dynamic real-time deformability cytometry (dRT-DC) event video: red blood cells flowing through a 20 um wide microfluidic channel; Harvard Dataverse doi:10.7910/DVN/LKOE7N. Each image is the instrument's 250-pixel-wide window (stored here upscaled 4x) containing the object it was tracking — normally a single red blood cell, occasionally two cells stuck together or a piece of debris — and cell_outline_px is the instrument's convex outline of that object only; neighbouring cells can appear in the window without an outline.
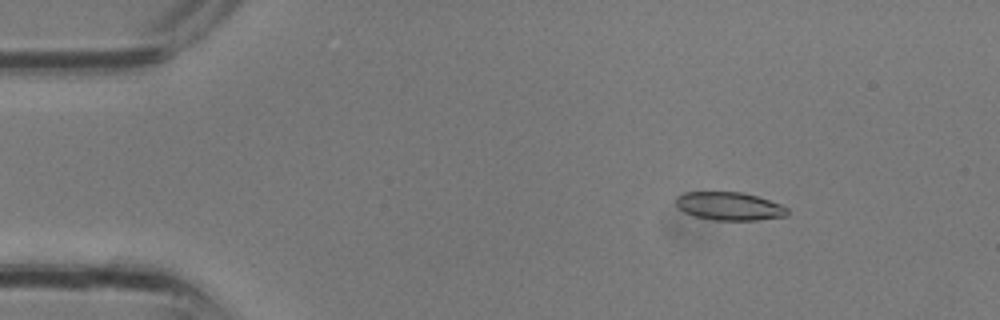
{"species": "common noctule bat (a hibernating species)", "species_latin": "Nyctalus noctula", "temperature_condition": "room temperature", "stored_images_in_passage": 29, "camera_frame_rate_fps": 3000, "um_per_image_px": 0.085, "animal": {"sex": "male", "body_mass_g": 13.3}, "frame": {"image": 1, "passage_image": 3, "time_ms": 0.667, "image_size_px": [1000, 320], "cell_outline_px": [[788, 216], [756, 220], [716, 220], [696, 216], [684, 212], [676, 204], [676, 196], [684, 192], [744, 192], [780, 204], [788, 208]], "centroid_in_image_um": [62.0, 17.52], "position_along_channel_um": 23.0, "area_um2": 18.21}}
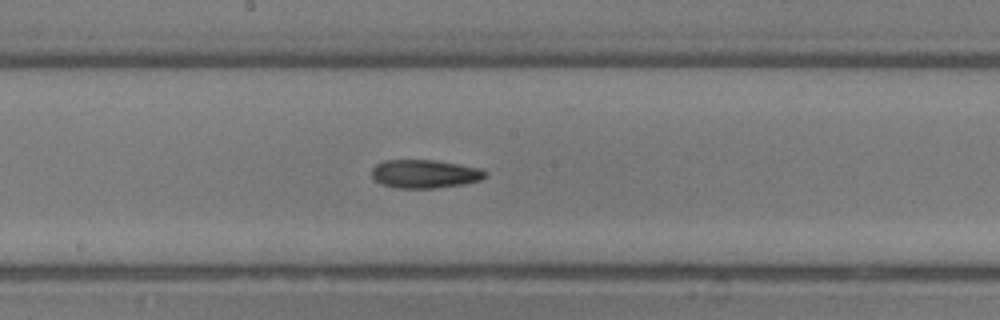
{"frame": {"image": 2, "passage_image": 15, "time_ms": 4.667, "image_size_px": [1000, 320], "cell_outline_px": [[488, 172], [480, 180], [464, 184], [436, 188], [396, 188], [380, 184], [372, 176], [372, 168], [376, 164], [384, 160], [436, 160], [480, 168]], "centroid_in_image_um": [36.09, 14.78], "position_along_channel_um": 212.1, "area_um2": 18.84}}
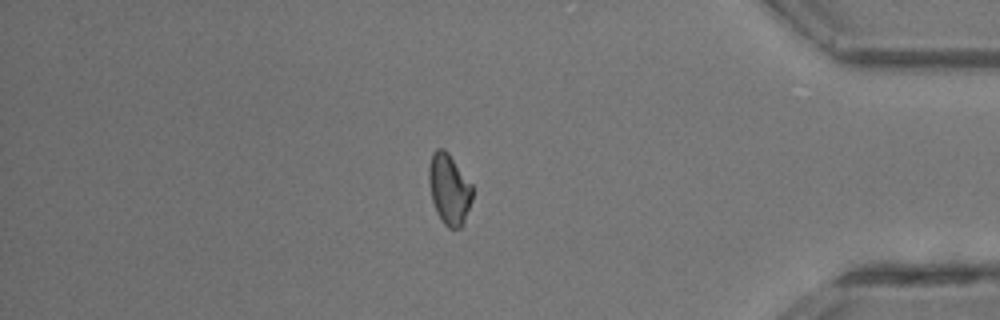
{"frame": {"image": 3, "passage_image": 25, "time_ms": 8.0, "image_size_px": [1000, 320], "cell_outline_px": [[472, 200], [464, 224], [460, 228], [448, 228], [444, 224], [436, 212], [432, 200], [428, 180], [428, 168], [432, 152], [436, 148], [444, 148], [448, 152], [472, 184]], "centroid_in_image_um": [38.17, 16.07], "position_along_channel_um": 397.0, "area_um2": 18.15}}